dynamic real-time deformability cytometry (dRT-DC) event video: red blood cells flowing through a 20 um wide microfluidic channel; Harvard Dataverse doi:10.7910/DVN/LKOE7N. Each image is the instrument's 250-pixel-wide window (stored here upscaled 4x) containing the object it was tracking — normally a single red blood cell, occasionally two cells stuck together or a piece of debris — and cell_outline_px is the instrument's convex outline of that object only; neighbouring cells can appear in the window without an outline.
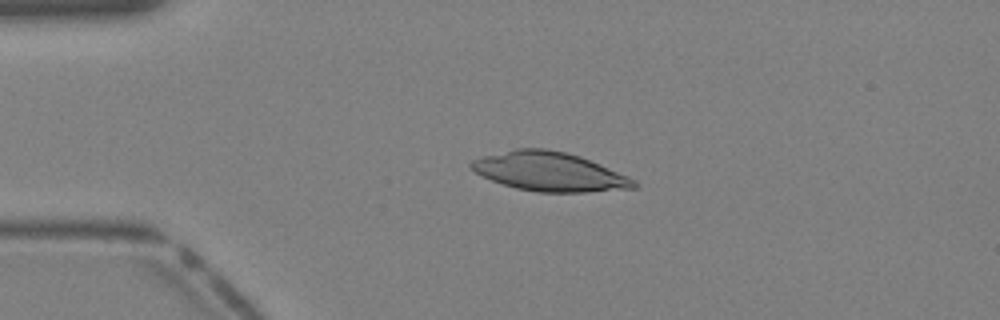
{"species": "Egyptian fruit bat (a non-hibernating species)", "species_latin": "Rousettus aegyptiacus", "temperature_condition": "warm", "stored_images_in_passage": 31, "camera_frame_rate_fps": 3000, "um_per_image_px": 0.085, "animal": {"sex": "female"}, "frame": {"image": 1, "passage_image": 1, "time_ms": 0.0, "image_size_px": [1000, 320], "cell_outline_px": [[636, 188], [588, 192], [536, 192], [516, 188], [480, 176], [468, 164], [472, 160], [484, 156], [516, 148], [544, 148], [564, 152], [580, 156], [628, 176], [636, 180]], "centroid_in_image_um": [46.7, 14.59], "position_along_channel_um": 38.3, "area_um2": 36.76}}
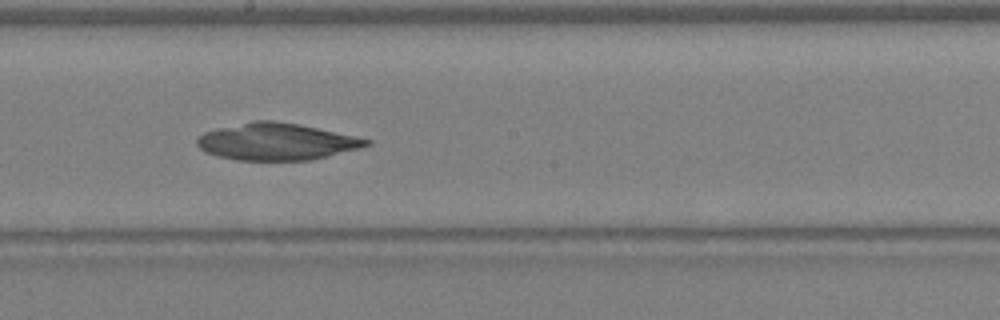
{"frame": {"image": 2, "passage_image": 14, "time_ms": 4.333, "image_size_px": [1000, 320], "cell_outline_px": [[372, 144], [360, 148], [312, 160], [236, 160], [216, 156], [204, 152], [196, 144], [196, 140], [204, 132], [216, 128], [252, 120], [272, 120], [296, 124], [316, 128], [372, 140]], "centroid_in_image_um": [23.46, 12.04], "position_along_channel_um": 224.7, "area_um2": 36.36}}
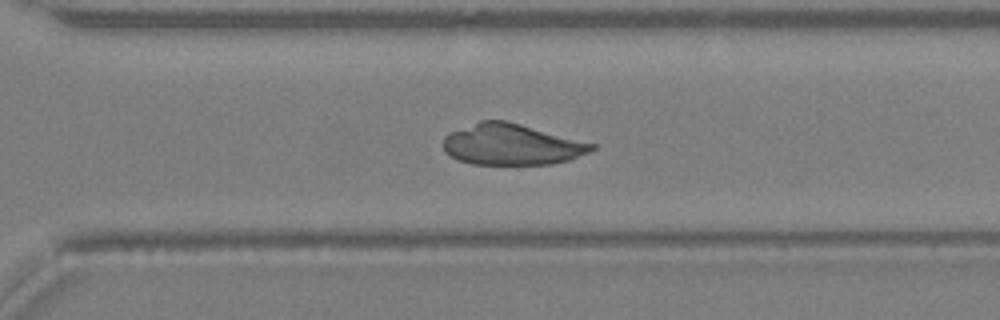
{"frame": {"image": 3, "passage_image": 20, "time_ms": 6.333, "image_size_px": [1000, 320], "cell_outline_px": [[596, 148], [588, 152], [568, 160], [552, 164], [472, 164], [456, 160], [444, 152], [444, 136], [448, 132], [480, 120], [508, 120], [596, 144]], "centroid_in_image_um": [43.45, 12.27], "position_along_channel_um": 327.1, "area_um2": 35.78}}